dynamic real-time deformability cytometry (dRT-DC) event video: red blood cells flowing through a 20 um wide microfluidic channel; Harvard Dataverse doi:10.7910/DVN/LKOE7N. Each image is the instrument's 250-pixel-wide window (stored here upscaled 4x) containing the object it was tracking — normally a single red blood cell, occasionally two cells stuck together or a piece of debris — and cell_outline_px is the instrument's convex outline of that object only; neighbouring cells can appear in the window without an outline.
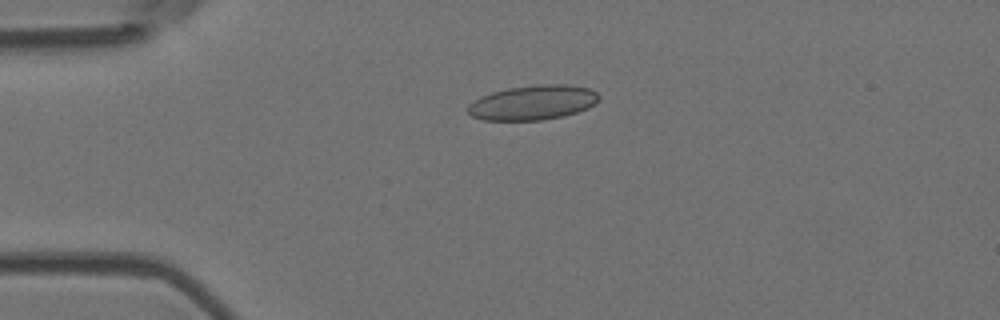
{"species": "Egyptian fruit bat (a non-hibernating species)", "species_latin": "Rousettus aegyptiacus", "temperature_condition": "room temperature", "stored_images_in_passage": 3, "camera_frame_rate_fps": 3000, "um_per_image_px": 0.085, "animal": {"sex": "female"}, "frame": {"image": 1, "passage_image": 2, "time_ms": 0.333, "image_size_px": [1000, 320], "cell_outline_px": [[600, 100], [596, 104], [588, 108], [564, 116], [544, 120], [484, 120], [472, 116], [468, 112], [468, 104], [480, 96], [492, 92], [508, 88], [540, 84], [564, 84], [588, 88], [596, 92], [600, 96]], "centroid_in_image_um": [45.31, 8.72], "position_along_channel_um": 39.7, "area_um2": 26.59}}